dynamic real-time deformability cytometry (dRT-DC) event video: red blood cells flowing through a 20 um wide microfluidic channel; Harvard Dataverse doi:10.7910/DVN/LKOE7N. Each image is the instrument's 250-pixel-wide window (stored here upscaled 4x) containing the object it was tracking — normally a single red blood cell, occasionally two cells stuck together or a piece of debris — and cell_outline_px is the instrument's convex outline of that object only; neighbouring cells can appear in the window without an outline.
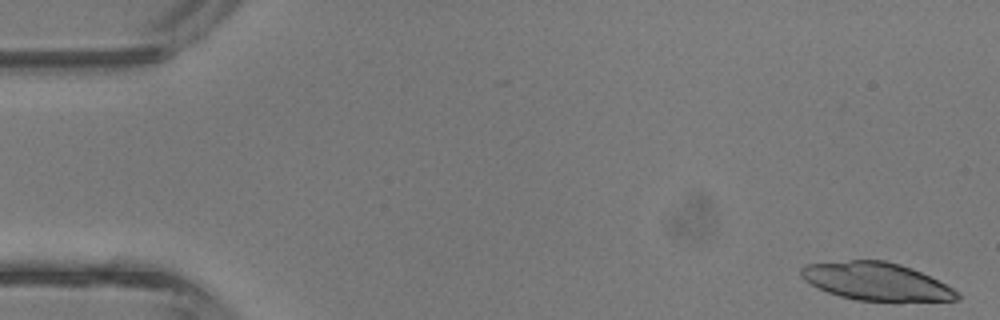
{"species": "common noctule bat (a hibernating species)", "species_latin": "Nyctalus noctula", "temperature_condition": "room temperature", "stored_images_in_passage": 12, "camera_frame_rate_fps": 3000, "um_per_image_px": 0.085, "animal": {"sex": "male", "body_mass_g": 13.3}, "frame": {"image": 1, "passage_image": 1, "time_ms": 0.0, "image_size_px": [1000, 320], "cell_outline_px": [[960, 300], [900, 304], [896, 304], [856, 300], [840, 296], [816, 288], [804, 280], [800, 276], [800, 268], [804, 264], [848, 260], [884, 260], [900, 264], [912, 268], [960, 292]], "centroid_in_image_um": [74.52, 23.98], "position_along_channel_um": 10.5, "area_um2": 35.66}}